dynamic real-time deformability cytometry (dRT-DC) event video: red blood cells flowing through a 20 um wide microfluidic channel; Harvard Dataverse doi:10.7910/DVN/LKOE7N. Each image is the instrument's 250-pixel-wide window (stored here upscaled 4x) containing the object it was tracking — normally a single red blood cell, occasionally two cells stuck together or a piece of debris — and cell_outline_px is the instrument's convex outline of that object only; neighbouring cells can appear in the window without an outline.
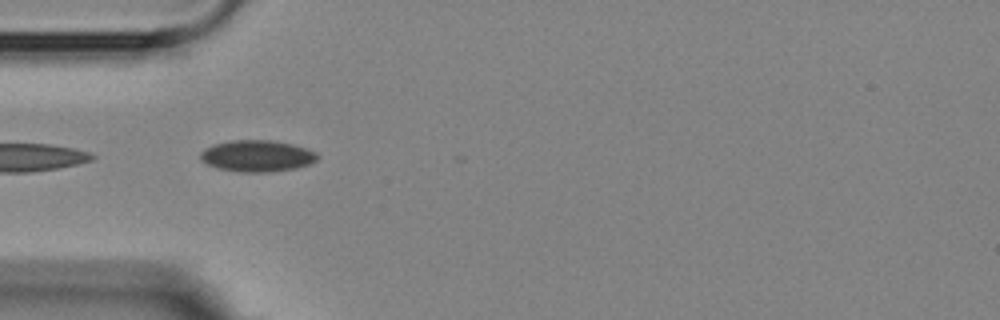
{"species": "Egyptian fruit bat (a non-hibernating species)", "species_latin": "Rousettus aegyptiacus", "temperature_condition": "room temperature", "stored_images_in_passage": 2, "camera_frame_rate_fps": 3000, "um_per_image_px": 0.085, "animal": {"sex": "female"}, "frame": {"image": 1, "passage_image": 1, "time_ms": 0.0, "image_size_px": [1000, 320], "cell_outline_px": [[320, 156], [316, 160], [308, 164], [296, 168], [268, 172], [244, 172], [220, 168], [208, 164], [200, 160], [200, 152], [204, 148], [212, 144], [232, 140], [272, 140], [292, 144], [316, 152]], "centroid_in_image_um": [21.84, 13.24], "position_along_channel_um": 63.2, "area_um2": 21.39}}